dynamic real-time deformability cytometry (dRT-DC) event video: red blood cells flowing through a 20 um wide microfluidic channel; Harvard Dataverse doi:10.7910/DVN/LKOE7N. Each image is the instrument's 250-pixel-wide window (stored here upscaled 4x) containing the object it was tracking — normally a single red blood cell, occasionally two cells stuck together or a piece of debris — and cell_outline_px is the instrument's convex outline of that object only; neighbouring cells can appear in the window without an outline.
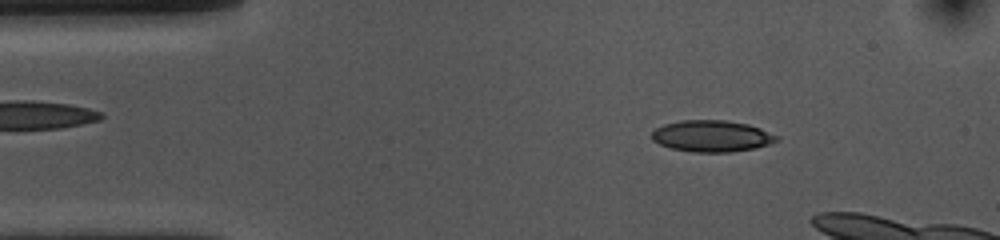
{"species": "common noctule bat (a hibernating species)", "species_latin": "Nyctalus noctula", "temperature_condition": "cold", "stored_images_in_passage": 42, "camera_frame_rate_fps": 3000, "um_per_image_px": 0.085, "animal": {"sex": "female", "body_mass_g": 10.0, "forearm_length_mm": 53.1}, "frame": {"image": 1, "passage_image": 6, "time_ms": 1.667, "image_size_px": [1000, 240], "cell_outline_px": [[780, 140], [768, 144], [752, 148], [732, 152], [692, 152], [672, 148], [660, 144], [652, 140], [652, 132], [656, 128], [664, 124], [680, 120], [728, 120], [748, 124], [760, 128], [780, 136]], "centroid_in_image_um": [60.52, 11.56], "position_along_channel_um": 24.5, "area_um2": 22.95}}
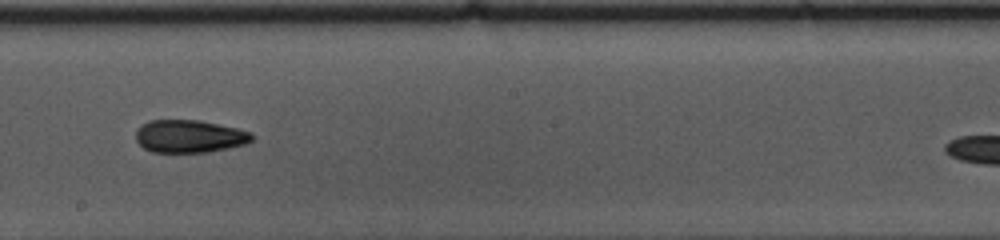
{"frame": {"image": 2, "passage_image": 27, "time_ms": 8.667, "image_size_px": [1000, 240], "cell_outline_px": [[256, 136], [248, 144], [208, 152], [152, 152], [144, 148], [136, 140], [136, 132], [140, 124], [148, 120], [200, 120], [236, 128], [252, 132]], "centroid_in_image_um": [16.12, 11.58], "position_along_channel_um": 232.1, "area_um2": 22.37}}
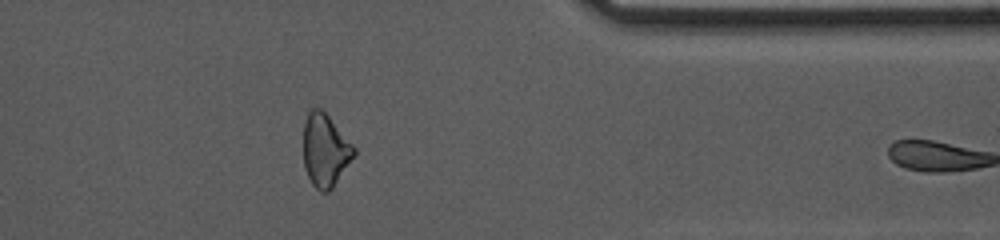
{"frame": {"image": 3, "passage_image": 41, "time_ms": 13.333, "image_size_px": [1000, 240], "cell_outline_px": [[356, 156], [332, 188], [328, 192], [320, 192], [312, 184], [304, 168], [304, 124], [308, 112], [312, 108], [320, 108], [328, 116], [356, 148]], "centroid_in_image_um": [27.66, 12.8], "position_along_channel_um": 383.7, "area_um2": 21.44}}